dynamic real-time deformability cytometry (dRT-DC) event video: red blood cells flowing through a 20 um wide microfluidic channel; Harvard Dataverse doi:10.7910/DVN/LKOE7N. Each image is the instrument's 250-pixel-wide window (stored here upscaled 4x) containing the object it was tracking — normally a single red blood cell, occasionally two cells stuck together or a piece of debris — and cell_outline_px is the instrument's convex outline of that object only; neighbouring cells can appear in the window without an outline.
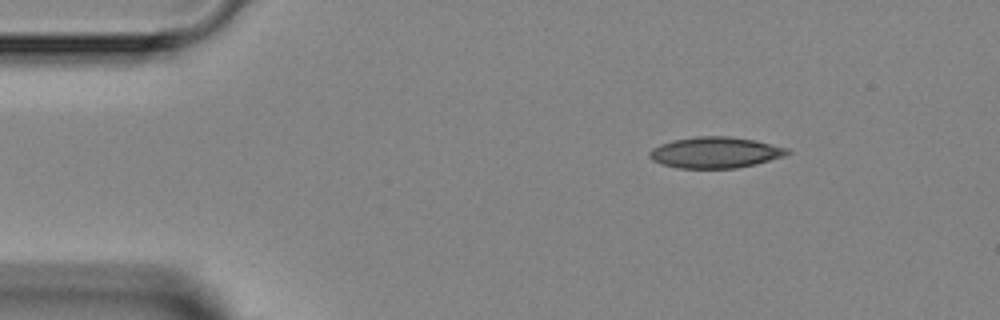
{"species": "Egyptian fruit bat (a non-hibernating species)", "species_latin": "Rousettus aegyptiacus", "temperature_condition": "room temperature", "stored_images_in_passage": 2, "camera_frame_rate_fps": 3000, "um_per_image_px": 0.085, "animal": {"sex": "female"}, "frame": {"image": 1, "passage_image": 1, "time_ms": 0.0, "image_size_px": [1000, 320], "cell_outline_px": [[792, 152], [784, 156], [756, 164], [736, 168], [676, 168], [660, 164], [652, 160], [648, 156], [648, 152], [652, 148], [660, 144], [672, 140], [696, 136], [728, 136], [752, 140], [788, 148]], "centroid_in_image_um": [60.75, 12.97], "position_along_channel_um": 24.2, "area_um2": 25.03}}